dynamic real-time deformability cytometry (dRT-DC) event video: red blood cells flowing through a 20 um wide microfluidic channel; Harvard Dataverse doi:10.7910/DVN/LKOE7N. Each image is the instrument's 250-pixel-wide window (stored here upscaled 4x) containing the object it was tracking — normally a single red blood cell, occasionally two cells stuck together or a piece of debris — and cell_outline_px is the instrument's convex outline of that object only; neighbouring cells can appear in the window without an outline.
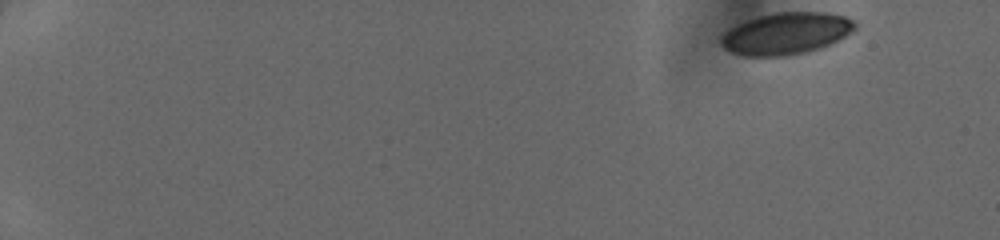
{"species": "human", "species_latin": "Homo sapiens", "temperature_condition": "cold", "stored_images_in_passage": 46, "camera_frame_rate_fps": 3000, "um_per_image_px": 0.085, "donor": {"sex": "female"}, "frame": {"image": 1, "passage_image": 1, "time_ms": 0.0, "image_size_px": [1000, 240], "cell_outline_px": [[856, 28], [852, 32], [820, 48], [804, 52], [784, 56], [744, 56], [732, 52], [724, 48], [720, 44], [720, 36], [728, 28], [736, 24], [772, 12], [828, 12], [844, 16], [852, 20], [856, 24]], "centroid_in_image_um": [66.78, 2.84], "position_along_channel_um": 18.2, "area_um2": 32.6}}
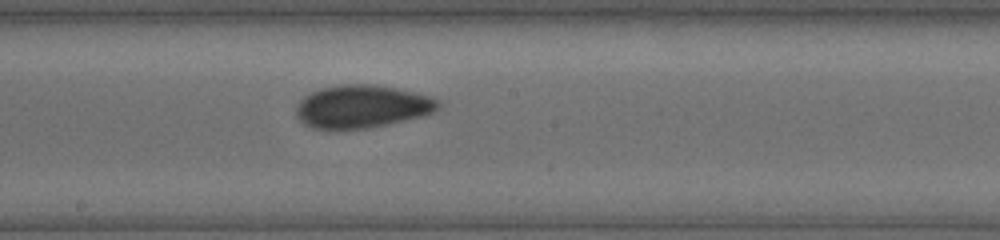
{"frame": {"image": 2, "passage_image": 27, "time_ms": 8.667, "image_size_px": [1000, 240], "cell_outline_px": [[440, 104], [432, 112], [424, 116], [368, 128], [312, 128], [304, 124], [296, 116], [296, 104], [304, 96], [312, 92], [324, 88], [340, 84], [372, 84], [396, 88], [432, 96], [440, 100]], "centroid_in_image_um": [30.77, 9.04], "position_along_channel_um": 217.4, "area_um2": 35.32}}
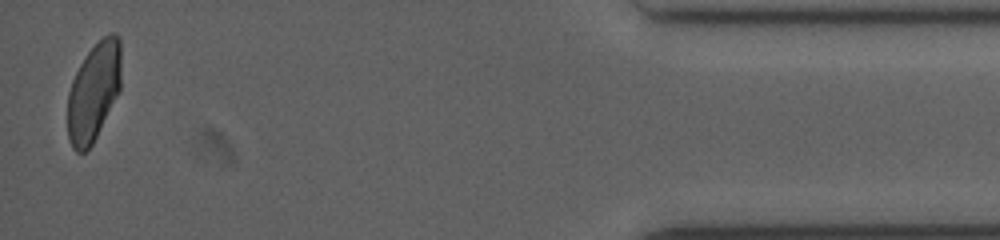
{"frame": {"image": 3, "passage_image": 46, "time_ms": 15.0, "image_size_px": [1000, 240], "cell_outline_px": [[120, 88], [92, 144], [84, 152], [76, 152], [72, 148], [68, 140], [68, 92], [72, 80], [80, 64], [88, 52], [108, 32], [116, 32], [120, 36]], "centroid_in_image_um": [7.95, 7.78], "position_along_channel_um": 427.2, "area_um2": 30.4}}